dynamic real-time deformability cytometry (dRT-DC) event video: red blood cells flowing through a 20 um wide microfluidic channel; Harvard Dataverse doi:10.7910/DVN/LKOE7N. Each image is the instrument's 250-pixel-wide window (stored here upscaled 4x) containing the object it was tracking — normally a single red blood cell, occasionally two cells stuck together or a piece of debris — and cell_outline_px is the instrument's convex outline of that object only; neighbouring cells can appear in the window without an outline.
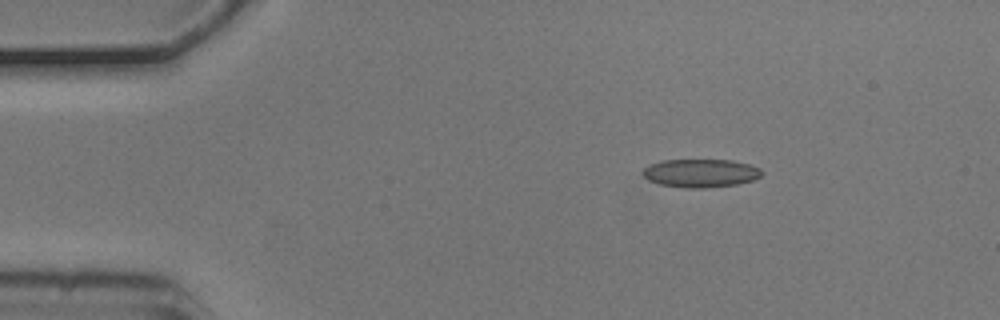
{"species": "common noctule bat (a hibernating species)", "species_latin": "Nyctalus noctula", "temperature_condition": "cold", "stored_images_in_passage": 3, "camera_frame_rate_fps": 3000, "um_per_image_px": 0.085, "animal": {"sex": "male", "body_mass_g": 20.5, "forearm_length_mm": 52.5}, "frame": {"image": 1, "passage_image": 1, "time_ms": 0.0, "image_size_px": [1000, 320], "cell_outline_px": [[764, 172], [760, 176], [752, 180], [736, 184], [704, 188], [684, 188], [660, 184], [648, 180], [640, 172], [648, 164], [660, 160], [732, 160], [748, 164], [760, 168]], "centroid_in_image_um": [59.51, 14.71], "position_along_channel_um": 25.5, "area_um2": 19.71}}